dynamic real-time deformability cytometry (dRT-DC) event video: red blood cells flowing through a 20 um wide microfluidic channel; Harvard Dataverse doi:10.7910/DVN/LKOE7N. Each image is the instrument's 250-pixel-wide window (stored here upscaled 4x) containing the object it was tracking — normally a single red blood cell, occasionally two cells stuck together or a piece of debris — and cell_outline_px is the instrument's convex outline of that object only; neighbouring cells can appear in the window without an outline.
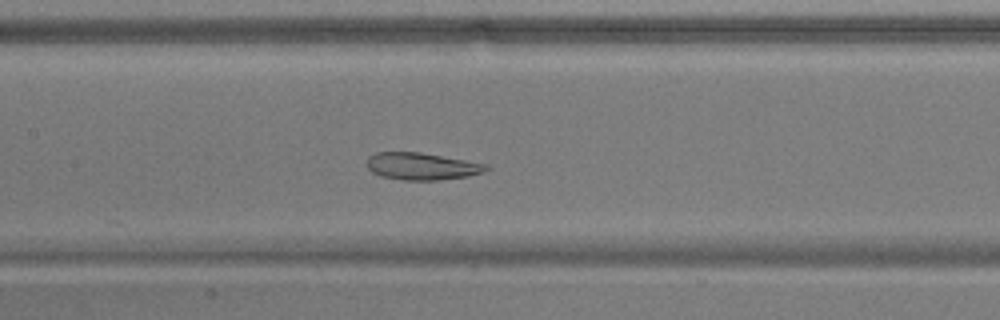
{"species": "common noctule bat (a hibernating species)", "species_latin": "Nyctalus noctula", "temperature_condition": "warm", "stored_images_in_passage": 53, "camera_frame_rate_fps": 3000, "um_per_image_px": 0.085, "animal": {"sex": "male", "body_mass_g": 17.9}, "frame": {"image": 1, "passage_image": 25, "time_ms": 8.0, "image_size_px": [1000, 320], "cell_outline_px": [[492, 168], [484, 172], [468, 176], [440, 180], [404, 180], [380, 176], [372, 172], [368, 168], [368, 156], [376, 152], [420, 152], [488, 164]], "centroid_in_image_um": [35.88, 14.13], "position_along_channel_um": 171.5, "area_um2": 18.96}}
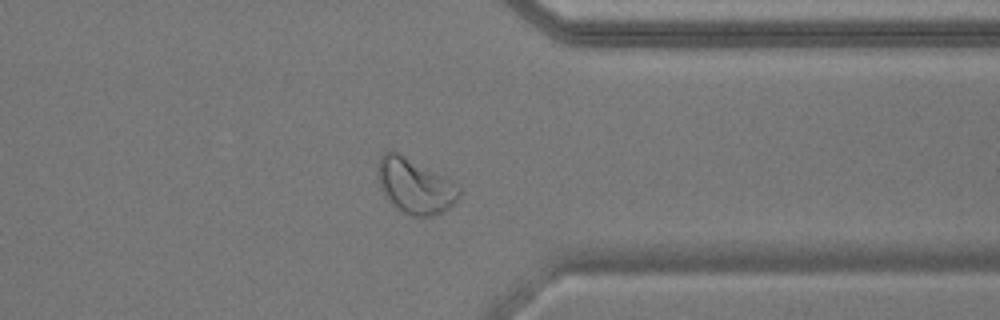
{"frame": {"image": 2, "passage_image": 42, "time_ms": 13.667, "image_size_px": [1000, 320], "cell_outline_px": [[460, 196], [448, 208], [432, 216], [412, 216], [396, 208], [384, 196], [380, 188], [376, 172], [376, 168], [380, 156], [384, 152], [392, 148], [452, 180], [460, 188]], "centroid_in_image_um": [35.22, 15.76], "position_along_channel_um": 376.2, "area_um2": 26.47}}
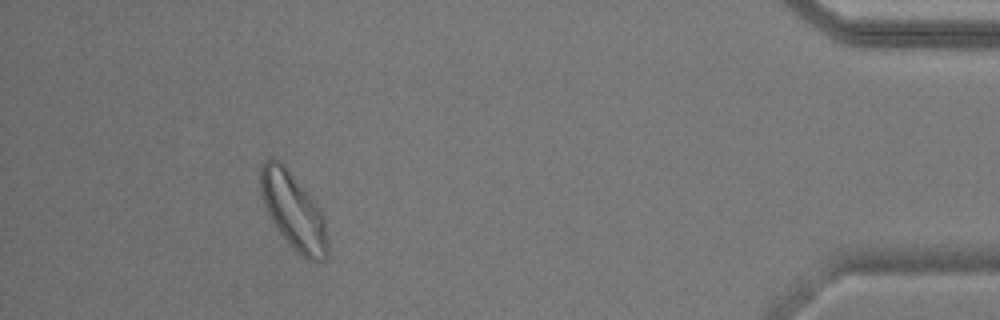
{"frame": {"image": 3, "passage_image": 49, "time_ms": 16.0, "image_size_px": [1000, 320], "cell_outline_px": [[328, 256], [324, 260], [308, 260], [296, 252], [288, 244], [276, 228], [264, 204], [260, 192], [260, 168], [264, 160], [272, 156], [280, 160], [284, 164], [316, 200], [324, 216], [328, 244]], "centroid_in_image_um": [24.95, 17.9], "position_along_channel_um": 410.3, "area_um2": 30.52}, "authors_computed_cell_mechanics": {"area_um2": 26.4724, "velocity_mm_per_s": 3.6968, "shape_relaxation_time_tau1_ms": null, "shape_relaxation_time_tau2_ms": 3.5204, "deformation_change_tau1": null, "deformation_change_tau2": 0.1074}}